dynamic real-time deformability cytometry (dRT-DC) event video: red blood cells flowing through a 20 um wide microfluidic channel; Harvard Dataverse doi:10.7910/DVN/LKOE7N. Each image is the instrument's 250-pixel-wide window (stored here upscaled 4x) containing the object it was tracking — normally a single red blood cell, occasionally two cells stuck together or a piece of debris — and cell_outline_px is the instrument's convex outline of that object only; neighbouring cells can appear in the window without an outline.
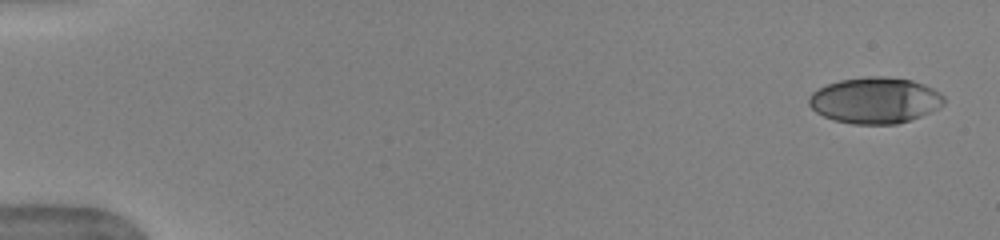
{"species": "human", "species_latin": "Homo sapiens", "temperature_condition": "warm", "stored_images_in_passage": 13, "camera_frame_rate_fps": 3000, "um_per_image_px": 0.085, "donor": {"sex": "female"}, "frame": {"image": 1, "passage_image": 1, "time_ms": 0.0, "image_size_px": [1000, 240], "cell_outline_px": [[944, 104], [920, 116], [896, 124], [852, 124], [832, 120], [816, 112], [808, 104], [808, 96], [812, 92], [828, 84], [840, 80], [868, 76], [884, 76], [912, 80], [924, 84], [940, 92], [944, 96]], "centroid_in_image_um": [74.35, 8.52], "position_along_channel_um": 10.6, "area_um2": 36.24}}
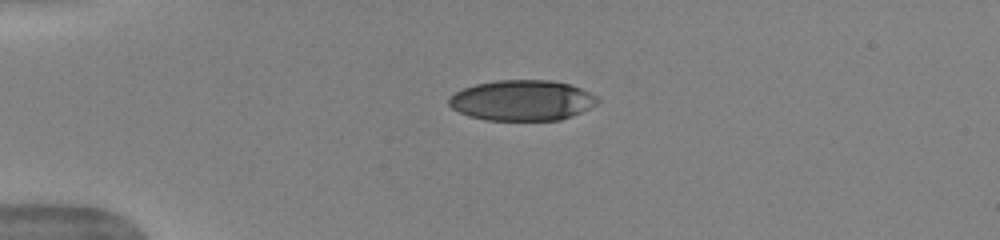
{"frame": {"image": 2, "passage_image": 7, "time_ms": 2.0, "image_size_px": [1000, 240], "cell_outline_px": [[600, 100], [596, 104], [572, 116], [560, 120], [484, 120], [468, 116], [452, 108], [448, 104], [448, 96], [464, 88], [476, 84], [496, 80], [552, 80], [568, 84], [580, 88], [596, 96]], "centroid_in_image_um": [44.35, 8.53], "position_along_channel_um": 40.7, "area_um2": 35.08}}
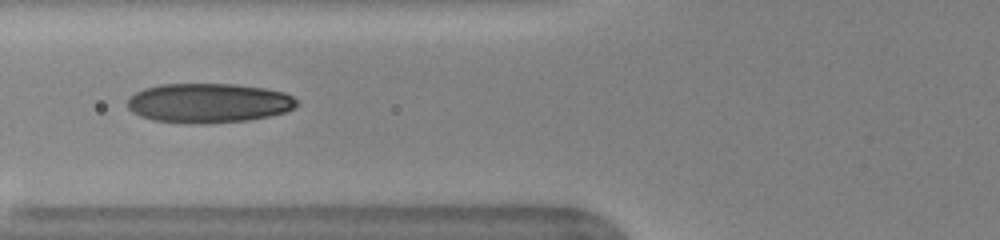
{"frame": {"image": 3, "passage_image": 12, "time_ms": 3.667, "image_size_px": [1000, 240], "cell_outline_px": [[300, 104], [296, 108], [284, 112], [268, 116], [248, 120], [208, 124], [188, 124], [152, 120], [140, 116], [132, 112], [128, 108], [128, 100], [136, 92], [144, 88], [160, 84], [236, 84], [264, 88], [284, 92], [292, 96]], "centroid_in_image_um": [17.74, 8.76], "position_along_channel_um": 108.1, "area_um2": 39.3}}